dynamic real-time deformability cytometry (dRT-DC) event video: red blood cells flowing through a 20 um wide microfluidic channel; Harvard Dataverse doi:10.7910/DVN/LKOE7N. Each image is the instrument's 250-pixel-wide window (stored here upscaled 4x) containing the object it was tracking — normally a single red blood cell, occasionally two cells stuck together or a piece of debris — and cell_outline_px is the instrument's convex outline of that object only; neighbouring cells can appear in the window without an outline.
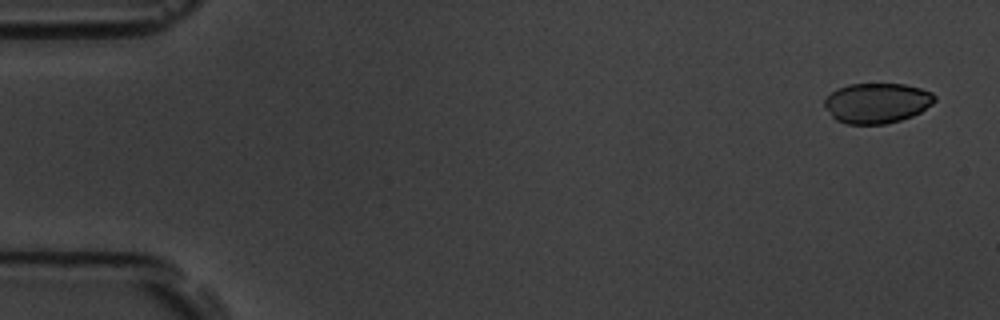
{"species": "common noctule bat (a hibernating species)", "species_latin": "Nyctalus noctula", "temperature_condition": "room temperature", "stored_images_in_passage": 5, "camera_frame_rate_fps": 3000, "um_per_image_px": 0.085, "animal": {"sex": "male", "body_mass_g": 19.5, "forearm_length_mm": 54.6}, "frame": {"image": 1, "passage_image": 1, "time_ms": 0.0, "image_size_px": [1000, 320], "cell_outline_px": [[936, 100], [932, 104], [920, 112], [912, 116], [900, 120], [884, 124], [844, 124], [836, 120], [832, 116], [824, 104], [824, 100], [832, 92], [848, 84], [904, 84], [920, 88], [932, 92], [936, 96]], "centroid_in_image_um": [74.56, 8.76], "position_along_channel_um": 10.4, "area_um2": 25.72}}